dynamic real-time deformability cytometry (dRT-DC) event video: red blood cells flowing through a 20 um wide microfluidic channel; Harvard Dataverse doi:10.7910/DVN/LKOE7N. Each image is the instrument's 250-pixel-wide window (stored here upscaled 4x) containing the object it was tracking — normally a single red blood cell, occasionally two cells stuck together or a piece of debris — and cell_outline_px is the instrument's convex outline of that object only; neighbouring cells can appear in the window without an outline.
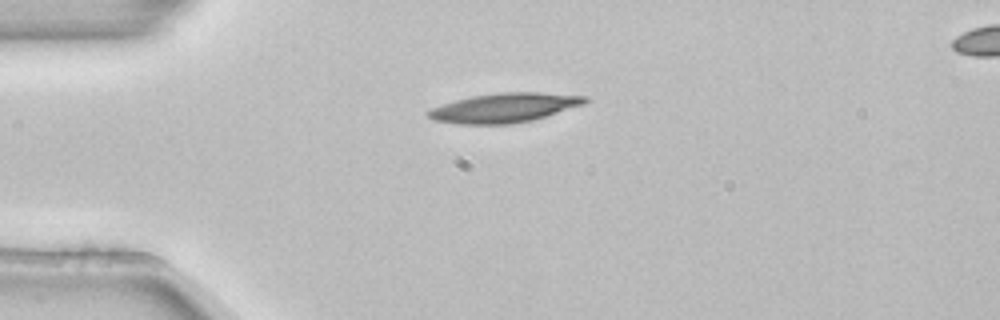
{"species": "common noctule bat (a hibernating species)", "species_latin": "Nyctalus noctula", "temperature_condition": "room temperature", "stored_images_in_passage": 3, "camera_frame_rate_fps": 3000, "um_per_image_px": 0.085, "animal": {"sex": "female", "body_mass_g": 22.7, "forearm_length_mm": 54.2}, "frame": {"image": 1, "passage_image": 1, "time_ms": 0.0, "image_size_px": [1000, 320], "cell_outline_px": [[588, 100], [584, 104], [532, 120], [512, 124], [460, 124], [432, 120], [424, 112], [432, 108], [456, 100], [472, 96], [500, 92], [540, 92], [588, 96]], "centroid_in_image_um": [42.86, 9.16], "position_along_channel_um": 42.1, "area_um2": 26.7}}